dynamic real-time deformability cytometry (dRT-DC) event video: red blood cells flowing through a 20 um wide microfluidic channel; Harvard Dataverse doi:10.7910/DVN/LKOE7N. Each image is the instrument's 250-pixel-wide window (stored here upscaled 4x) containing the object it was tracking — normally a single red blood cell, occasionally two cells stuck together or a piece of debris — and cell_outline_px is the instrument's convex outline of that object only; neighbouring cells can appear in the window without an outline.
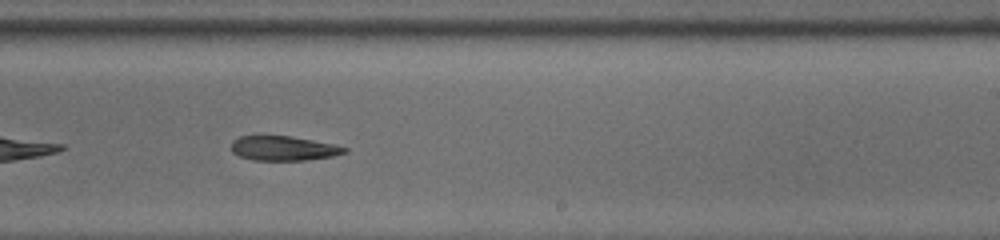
{"species": "common noctule bat (a hibernating species)", "species_latin": "Nyctalus noctula", "temperature_condition": "room temperature", "stored_images_in_passage": 20, "camera_frame_rate_fps": 3000, "um_per_image_px": 0.085, "animal": {"sex": "male", "body_mass_g": 13.0, "forearm_length_mm": 53.1}, "frame": {"image": 1, "passage_image": 17, "time_ms": 5.333, "image_size_px": [1000, 240], "cell_outline_px": [[348, 152], [332, 156], [304, 160], [252, 160], [240, 156], [232, 152], [232, 140], [240, 136], [292, 136], [332, 144], [348, 148]], "centroid_in_image_um": [24.08, 12.6], "position_along_channel_um": 264.9, "area_um2": 16.07}}